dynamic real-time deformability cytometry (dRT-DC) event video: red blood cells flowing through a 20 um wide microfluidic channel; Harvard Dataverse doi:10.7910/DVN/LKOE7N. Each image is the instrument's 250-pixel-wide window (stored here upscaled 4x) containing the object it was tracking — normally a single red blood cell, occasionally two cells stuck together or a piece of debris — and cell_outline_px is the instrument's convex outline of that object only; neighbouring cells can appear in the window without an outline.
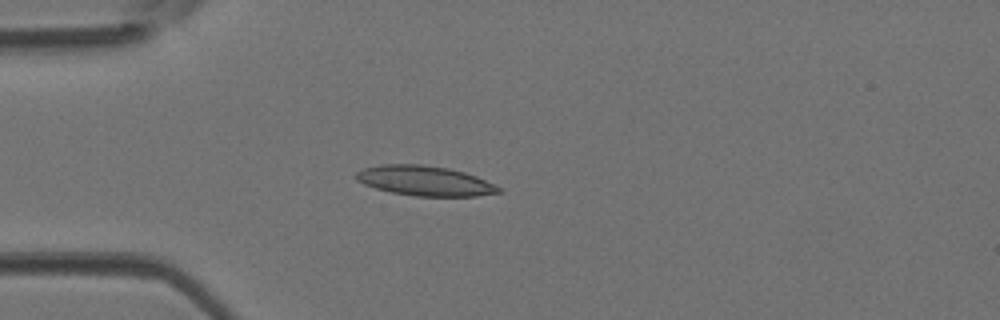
{"species": "Egyptian fruit bat (a non-hibernating species)", "species_latin": "Rousettus aegyptiacus", "temperature_condition": "room temperature", "stored_images_in_passage": 2, "camera_frame_rate_fps": 3000, "um_per_image_px": 0.085, "animal": {"sex": "female"}, "frame": {"image": 1, "passage_image": 2, "time_ms": 0.333, "image_size_px": [1000, 320], "cell_outline_px": [[504, 192], [476, 196], [416, 196], [392, 192], [376, 188], [364, 184], [356, 180], [356, 172], [364, 168], [380, 164], [424, 164], [448, 168], [464, 172], [476, 176], [500, 188]], "centroid_in_image_um": [36.1, 15.36], "position_along_channel_um": 48.9, "area_um2": 24.74}}